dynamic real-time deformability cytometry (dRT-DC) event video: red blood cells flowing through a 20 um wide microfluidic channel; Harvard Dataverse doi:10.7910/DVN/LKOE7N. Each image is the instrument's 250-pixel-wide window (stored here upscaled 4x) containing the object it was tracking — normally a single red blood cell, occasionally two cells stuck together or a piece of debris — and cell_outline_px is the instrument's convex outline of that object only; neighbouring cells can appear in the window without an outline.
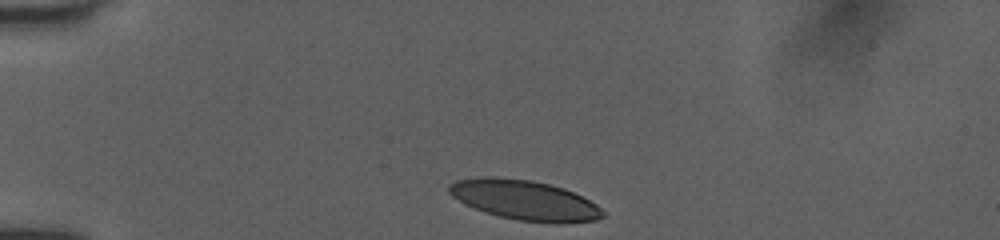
{"species": "human", "species_latin": "Homo sapiens", "temperature_condition": "room temperature", "stored_images_in_passage": 33, "camera_frame_rate_fps": 3000, "um_per_image_px": 0.085, "donor": {"sex": "female"}, "frame": {"image": 1, "passage_image": 1, "time_ms": 0.0, "image_size_px": [1000, 240], "cell_outline_px": [[604, 216], [596, 220], [560, 224], [552, 224], [516, 220], [484, 212], [464, 204], [452, 196], [448, 192], [448, 184], [456, 180], [480, 176], [496, 176], [532, 180], [564, 188], [596, 204], [604, 212]], "centroid_in_image_um": [44.56, 17.01], "position_along_channel_um": 40.4, "area_um2": 36.07}}
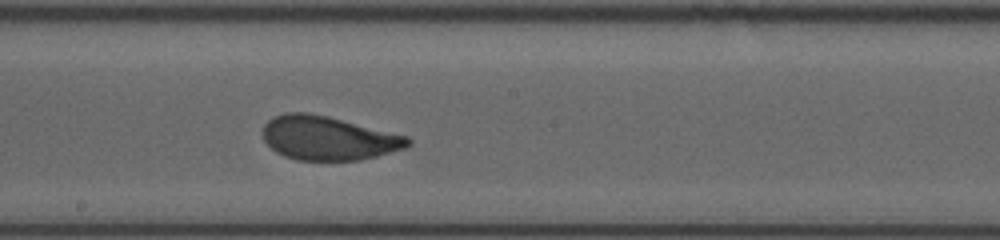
{"frame": {"image": 2, "passage_image": 18, "time_ms": 5.667, "image_size_px": [1000, 240], "cell_outline_px": [[412, 144], [404, 148], [376, 156], [360, 160], [296, 160], [284, 156], [276, 152], [264, 140], [264, 124], [272, 116], [288, 112], [308, 112], [328, 116], [408, 136], [412, 140]], "centroid_in_image_um": [27.9, 11.73], "position_along_channel_um": 220.3, "area_um2": 37.11}}
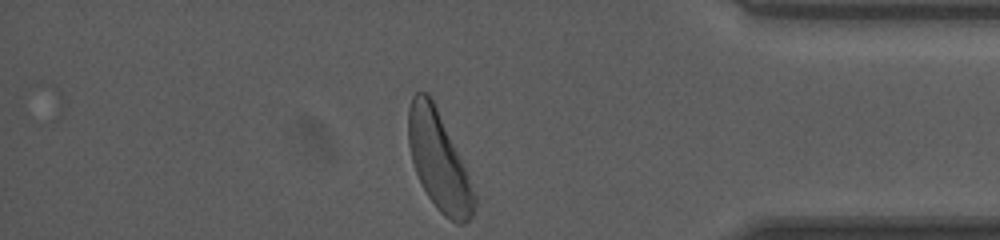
{"frame": {"image": 3, "passage_image": 33, "time_ms": 10.667, "image_size_px": [1000, 240], "cell_outline_px": [[476, 204], [472, 216], [464, 224], [456, 224], [444, 216], [436, 208], [428, 196], [416, 172], [412, 160], [408, 144], [408, 108], [412, 96], [416, 92], [428, 92], [432, 96], [468, 176], [476, 196]], "centroid_in_image_um": [37.28, 13.68], "position_along_channel_um": 397.9, "area_um2": 37.4}, "authors_computed_cell_mechanics": {"area_um2": 37.1076, "velocity_mm_per_s": 4.009, "shape_relaxation_time_tau1_ms": 2.4436, "shape_relaxation_time_tau2_ms": 0.8554, "deformation_change_tau1": 0.1356, "deformation_change_tau2": 0.0719}}